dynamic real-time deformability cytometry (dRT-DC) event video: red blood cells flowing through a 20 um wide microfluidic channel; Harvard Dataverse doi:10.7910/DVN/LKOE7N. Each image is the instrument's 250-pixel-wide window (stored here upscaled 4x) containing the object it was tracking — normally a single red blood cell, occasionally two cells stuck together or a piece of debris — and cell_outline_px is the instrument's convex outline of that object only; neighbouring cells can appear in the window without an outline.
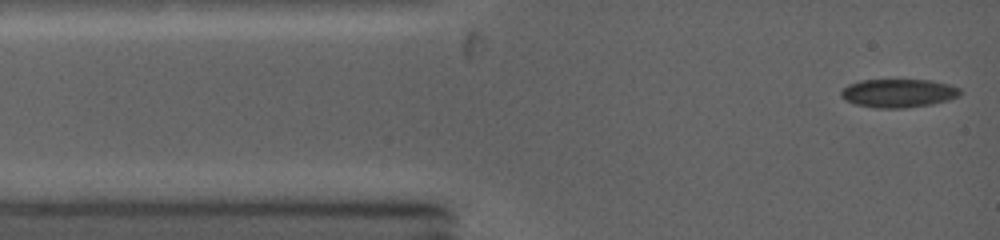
{"species": "common noctule bat (a hibernating species)", "species_latin": "Nyctalus noctula", "temperature_condition": "warm", "stored_images_in_passage": 8, "camera_frame_rate_fps": 5000, "um_per_image_px": 0.085, "animal": {"sex": "female", "body_mass_g": 19.0, "forearm_length_mm": 53.3}, "frame": {"image": 1, "passage_image": 1, "time_ms": 0.0, "image_size_px": [1000, 240], "cell_outline_px": [[960, 92], [956, 96], [948, 100], [932, 104], [904, 108], [876, 108], [856, 104], [840, 96], [840, 92], [848, 84], [860, 80], [928, 80], [960, 88]], "centroid_in_image_um": [76.32, 7.92], "position_along_channel_um": 8.7, "area_um2": 19.42}}
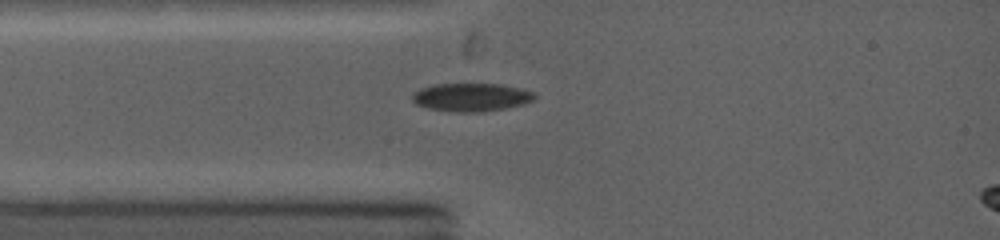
{"frame": {"image": 2, "passage_image": 6, "time_ms": 2.0, "image_size_px": [1000, 240], "cell_outline_px": [[536, 96], [532, 100], [524, 104], [484, 112], [456, 112], [428, 108], [416, 104], [412, 100], [412, 96], [416, 92], [424, 88], [436, 84], [496, 84], [516, 88], [532, 92]], "centroid_in_image_um": [40.04, 8.28], "position_along_channel_um": 45.0, "area_um2": 19.65}}